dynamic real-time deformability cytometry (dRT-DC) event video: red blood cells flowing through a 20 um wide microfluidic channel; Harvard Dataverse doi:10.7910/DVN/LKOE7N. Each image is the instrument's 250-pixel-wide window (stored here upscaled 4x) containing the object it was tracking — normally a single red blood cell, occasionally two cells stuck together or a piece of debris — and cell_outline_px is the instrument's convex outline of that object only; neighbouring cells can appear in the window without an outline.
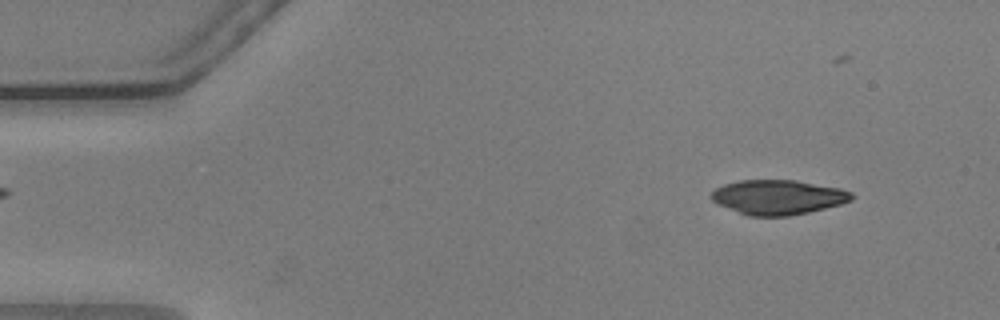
{"species": "common noctule bat (a hibernating species)", "species_latin": "Nyctalus noctula", "temperature_condition": "warm", "stored_images_in_passage": 45, "camera_frame_rate_fps": 3000, "um_per_image_px": 0.085, "animal": {"sex": "male", "body_mass_g": 20.5, "forearm_length_mm": 52.5}, "frame": {"image": 1, "passage_image": 5, "time_ms": 1.333, "image_size_px": [1000, 320], "cell_outline_px": [[856, 196], [852, 200], [840, 204], [808, 212], [788, 216], [748, 216], [716, 204], [708, 196], [716, 188], [724, 184], [740, 180], [796, 180], [840, 188], [852, 192]], "centroid_in_image_um": [66.11, 16.76], "position_along_channel_um": 18.9, "area_um2": 28.5}}